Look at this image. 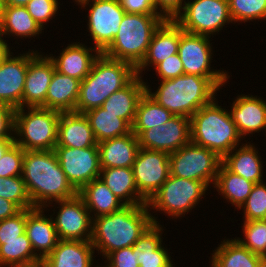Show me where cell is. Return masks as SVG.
<instances>
[{"label": "cell", "mask_w": 266, "mask_h": 267, "mask_svg": "<svg viewBox=\"0 0 266 267\" xmlns=\"http://www.w3.org/2000/svg\"><path fill=\"white\" fill-rule=\"evenodd\" d=\"M22 178L33 207L47 208L53 201L78 194L68 182L54 150L25 151Z\"/></svg>", "instance_id": "obj_1"}, {"label": "cell", "mask_w": 266, "mask_h": 267, "mask_svg": "<svg viewBox=\"0 0 266 267\" xmlns=\"http://www.w3.org/2000/svg\"><path fill=\"white\" fill-rule=\"evenodd\" d=\"M152 223L159 224L147 204L126 205L119 211L93 218L91 243L105 259L115 250L133 246Z\"/></svg>", "instance_id": "obj_2"}, {"label": "cell", "mask_w": 266, "mask_h": 267, "mask_svg": "<svg viewBox=\"0 0 266 267\" xmlns=\"http://www.w3.org/2000/svg\"><path fill=\"white\" fill-rule=\"evenodd\" d=\"M229 78L183 74L161 81L155 92L146 85V93L173 115L190 118L215 99L217 91Z\"/></svg>", "instance_id": "obj_3"}, {"label": "cell", "mask_w": 266, "mask_h": 267, "mask_svg": "<svg viewBox=\"0 0 266 267\" xmlns=\"http://www.w3.org/2000/svg\"><path fill=\"white\" fill-rule=\"evenodd\" d=\"M136 76V69L127 62L100 55L94 60L90 73L81 81L77 113L99 108L116 91Z\"/></svg>", "instance_id": "obj_4"}, {"label": "cell", "mask_w": 266, "mask_h": 267, "mask_svg": "<svg viewBox=\"0 0 266 267\" xmlns=\"http://www.w3.org/2000/svg\"><path fill=\"white\" fill-rule=\"evenodd\" d=\"M190 130L192 143L210 149L221 159L239 148L243 140L230 111L218 105L216 98L190 117Z\"/></svg>", "instance_id": "obj_5"}, {"label": "cell", "mask_w": 266, "mask_h": 267, "mask_svg": "<svg viewBox=\"0 0 266 267\" xmlns=\"http://www.w3.org/2000/svg\"><path fill=\"white\" fill-rule=\"evenodd\" d=\"M164 20L160 14L125 13L117 35L102 54L130 63L136 69L147 54L153 33Z\"/></svg>", "instance_id": "obj_6"}, {"label": "cell", "mask_w": 266, "mask_h": 267, "mask_svg": "<svg viewBox=\"0 0 266 267\" xmlns=\"http://www.w3.org/2000/svg\"><path fill=\"white\" fill-rule=\"evenodd\" d=\"M27 109L15 110V143L24 151L54 150L57 145L61 112L42 107Z\"/></svg>", "instance_id": "obj_7"}, {"label": "cell", "mask_w": 266, "mask_h": 267, "mask_svg": "<svg viewBox=\"0 0 266 267\" xmlns=\"http://www.w3.org/2000/svg\"><path fill=\"white\" fill-rule=\"evenodd\" d=\"M208 190L204 182L169 175L161 188L147 202L148 209L162 211L173 216L184 217L185 213L200 203ZM151 206V207H150Z\"/></svg>", "instance_id": "obj_8"}, {"label": "cell", "mask_w": 266, "mask_h": 267, "mask_svg": "<svg viewBox=\"0 0 266 267\" xmlns=\"http://www.w3.org/2000/svg\"><path fill=\"white\" fill-rule=\"evenodd\" d=\"M174 21L186 32L209 36L233 23L228 0H187Z\"/></svg>", "instance_id": "obj_9"}, {"label": "cell", "mask_w": 266, "mask_h": 267, "mask_svg": "<svg viewBox=\"0 0 266 267\" xmlns=\"http://www.w3.org/2000/svg\"><path fill=\"white\" fill-rule=\"evenodd\" d=\"M222 159L210 149L192 142L169 154L170 175L215 184Z\"/></svg>", "instance_id": "obj_10"}, {"label": "cell", "mask_w": 266, "mask_h": 267, "mask_svg": "<svg viewBox=\"0 0 266 267\" xmlns=\"http://www.w3.org/2000/svg\"><path fill=\"white\" fill-rule=\"evenodd\" d=\"M91 1V3H89ZM88 12V32L94 47L102 53L117 35L120 23L125 15L119 0H81L77 3ZM92 4V5H91Z\"/></svg>", "instance_id": "obj_11"}, {"label": "cell", "mask_w": 266, "mask_h": 267, "mask_svg": "<svg viewBox=\"0 0 266 267\" xmlns=\"http://www.w3.org/2000/svg\"><path fill=\"white\" fill-rule=\"evenodd\" d=\"M54 151L68 182L77 192L99 178L101 166L98 146L81 149L55 146Z\"/></svg>", "instance_id": "obj_12"}, {"label": "cell", "mask_w": 266, "mask_h": 267, "mask_svg": "<svg viewBox=\"0 0 266 267\" xmlns=\"http://www.w3.org/2000/svg\"><path fill=\"white\" fill-rule=\"evenodd\" d=\"M132 169L138 192L148 202L170 175L169 154L140 148Z\"/></svg>", "instance_id": "obj_13"}, {"label": "cell", "mask_w": 266, "mask_h": 267, "mask_svg": "<svg viewBox=\"0 0 266 267\" xmlns=\"http://www.w3.org/2000/svg\"><path fill=\"white\" fill-rule=\"evenodd\" d=\"M55 204L59 211L52 218L59 240L91 241L93 219L84 200L77 194Z\"/></svg>", "instance_id": "obj_14"}, {"label": "cell", "mask_w": 266, "mask_h": 267, "mask_svg": "<svg viewBox=\"0 0 266 267\" xmlns=\"http://www.w3.org/2000/svg\"><path fill=\"white\" fill-rule=\"evenodd\" d=\"M211 37L183 31L180 36L178 54L184 68V74L202 77H230L223 70L211 69Z\"/></svg>", "instance_id": "obj_15"}, {"label": "cell", "mask_w": 266, "mask_h": 267, "mask_svg": "<svg viewBox=\"0 0 266 267\" xmlns=\"http://www.w3.org/2000/svg\"><path fill=\"white\" fill-rule=\"evenodd\" d=\"M137 137L140 148L170 154L191 142L190 118L174 115L164 125L143 130Z\"/></svg>", "instance_id": "obj_16"}, {"label": "cell", "mask_w": 266, "mask_h": 267, "mask_svg": "<svg viewBox=\"0 0 266 267\" xmlns=\"http://www.w3.org/2000/svg\"><path fill=\"white\" fill-rule=\"evenodd\" d=\"M28 51V69L23 91V108H46V94L54 74L55 65L46 54Z\"/></svg>", "instance_id": "obj_17"}, {"label": "cell", "mask_w": 266, "mask_h": 267, "mask_svg": "<svg viewBox=\"0 0 266 267\" xmlns=\"http://www.w3.org/2000/svg\"><path fill=\"white\" fill-rule=\"evenodd\" d=\"M12 55L13 52L9 50L0 61V102L17 109L23 108L28 52Z\"/></svg>", "instance_id": "obj_18"}, {"label": "cell", "mask_w": 266, "mask_h": 267, "mask_svg": "<svg viewBox=\"0 0 266 267\" xmlns=\"http://www.w3.org/2000/svg\"><path fill=\"white\" fill-rule=\"evenodd\" d=\"M183 31L174 20L165 19L153 33L147 54L136 68V75L142 77L148 67H155L170 55L177 54Z\"/></svg>", "instance_id": "obj_19"}, {"label": "cell", "mask_w": 266, "mask_h": 267, "mask_svg": "<svg viewBox=\"0 0 266 267\" xmlns=\"http://www.w3.org/2000/svg\"><path fill=\"white\" fill-rule=\"evenodd\" d=\"M43 210V207L26 209L25 228L33 251L41 260L52 252L59 241L52 215L48 218Z\"/></svg>", "instance_id": "obj_20"}, {"label": "cell", "mask_w": 266, "mask_h": 267, "mask_svg": "<svg viewBox=\"0 0 266 267\" xmlns=\"http://www.w3.org/2000/svg\"><path fill=\"white\" fill-rule=\"evenodd\" d=\"M231 107L230 114L241 137L245 139L246 135L261 130L266 132V100L252 94H241Z\"/></svg>", "instance_id": "obj_21"}, {"label": "cell", "mask_w": 266, "mask_h": 267, "mask_svg": "<svg viewBox=\"0 0 266 267\" xmlns=\"http://www.w3.org/2000/svg\"><path fill=\"white\" fill-rule=\"evenodd\" d=\"M51 55L53 54L48 56L53 61L56 71L82 81L90 73L92 64L100 52L93 46L74 42L68 44L65 49L62 48L58 57Z\"/></svg>", "instance_id": "obj_22"}, {"label": "cell", "mask_w": 266, "mask_h": 267, "mask_svg": "<svg viewBox=\"0 0 266 267\" xmlns=\"http://www.w3.org/2000/svg\"><path fill=\"white\" fill-rule=\"evenodd\" d=\"M97 145L101 169L132 168L140 149L138 137L133 132L102 141Z\"/></svg>", "instance_id": "obj_23"}, {"label": "cell", "mask_w": 266, "mask_h": 267, "mask_svg": "<svg viewBox=\"0 0 266 267\" xmlns=\"http://www.w3.org/2000/svg\"><path fill=\"white\" fill-rule=\"evenodd\" d=\"M95 249L91 241L59 240L43 260V267H92Z\"/></svg>", "instance_id": "obj_24"}, {"label": "cell", "mask_w": 266, "mask_h": 267, "mask_svg": "<svg viewBox=\"0 0 266 267\" xmlns=\"http://www.w3.org/2000/svg\"><path fill=\"white\" fill-rule=\"evenodd\" d=\"M97 144L85 114L77 112L60 113L56 146L81 149L98 146Z\"/></svg>", "instance_id": "obj_25"}, {"label": "cell", "mask_w": 266, "mask_h": 267, "mask_svg": "<svg viewBox=\"0 0 266 267\" xmlns=\"http://www.w3.org/2000/svg\"><path fill=\"white\" fill-rule=\"evenodd\" d=\"M146 85L142 77L136 75L126 86L111 94L101 107L132 126L138 102L146 92Z\"/></svg>", "instance_id": "obj_26"}, {"label": "cell", "mask_w": 266, "mask_h": 267, "mask_svg": "<svg viewBox=\"0 0 266 267\" xmlns=\"http://www.w3.org/2000/svg\"><path fill=\"white\" fill-rule=\"evenodd\" d=\"M163 230L162 225L152 223L134 243L139 266L175 265L167 249L162 245Z\"/></svg>", "instance_id": "obj_27"}, {"label": "cell", "mask_w": 266, "mask_h": 267, "mask_svg": "<svg viewBox=\"0 0 266 267\" xmlns=\"http://www.w3.org/2000/svg\"><path fill=\"white\" fill-rule=\"evenodd\" d=\"M235 147L223 159L222 163L233 173L253 183L263 182V162L258 149L250 142ZM259 155V156H258Z\"/></svg>", "instance_id": "obj_28"}, {"label": "cell", "mask_w": 266, "mask_h": 267, "mask_svg": "<svg viewBox=\"0 0 266 267\" xmlns=\"http://www.w3.org/2000/svg\"><path fill=\"white\" fill-rule=\"evenodd\" d=\"M81 81L54 71L46 94V109L76 112Z\"/></svg>", "instance_id": "obj_29"}, {"label": "cell", "mask_w": 266, "mask_h": 267, "mask_svg": "<svg viewBox=\"0 0 266 267\" xmlns=\"http://www.w3.org/2000/svg\"><path fill=\"white\" fill-rule=\"evenodd\" d=\"M78 195L84 200L92 219L119 211L126 206L100 178L85 185Z\"/></svg>", "instance_id": "obj_30"}, {"label": "cell", "mask_w": 266, "mask_h": 267, "mask_svg": "<svg viewBox=\"0 0 266 267\" xmlns=\"http://www.w3.org/2000/svg\"><path fill=\"white\" fill-rule=\"evenodd\" d=\"M99 178L125 205L147 204L138 192L132 168H103Z\"/></svg>", "instance_id": "obj_31"}, {"label": "cell", "mask_w": 266, "mask_h": 267, "mask_svg": "<svg viewBox=\"0 0 266 267\" xmlns=\"http://www.w3.org/2000/svg\"><path fill=\"white\" fill-rule=\"evenodd\" d=\"M39 24L32 18L25 6H4L0 21L2 35L31 38L42 33Z\"/></svg>", "instance_id": "obj_32"}, {"label": "cell", "mask_w": 266, "mask_h": 267, "mask_svg": "<svg viewBox=\"0 0 266 267\" xmlns=\"http://www.w3.org/2000/svg\"><path fill=\"white\" fill-rule=\"evenodd\" d=\"M213 252L211 267H258L261 257L243 247L235 238L224 239Z\"/></svg>", "instance_id": "obj_33"}, {"label": "cell", "mask_w": 266, "mask_h": 267, "mask_svg": "<svg viewBox=\"0 0 266 267\" xmlns=\"http://www.w3.org/2000/svg\"><path fill=\"white\" fill-rule=\"evenodd\" d=\"M254 185L255 183L231 172L221 163L213 187L216 188L218 194L220 193L219 195H222V198L240 210Z\"/></svg>", "instance_id": "obj_34"}, {"label": "cell", "mask_w": 266, "mask_h": 267, "mask_svg": "<svg viewBox=\"0 0 266 267\" xmlns=\"http://www.w3.org/2000/svg\"><path fill=\"white\" fill-rule=\"evenodd\" d=\"M89 120L97 143L132 132V126L124 119L106 112L102 107L84 113Z\"/></svg>", "instance_id": "obj_35"}, {"label": "cell", "mask_w": 266, "mask_h": 267, "mask_svg": "<svg viewBox=\"0 0 266 267\" xmlns=\"http://www.w3.org/2000/svg\"><path fill=\"white\" fill-rule=\"evenodd\" d=\"M42 262L26 233L22 239L0 240V267L30 266Z\"/></svg>", "instance_id": "obj_36"}, {"label": "cell", "mask_w": 266, "mask_h": 267, "mask_svg": "<svg viewBox=\"0 0 266 267\" xmlns=\"http://www.w3.org/2000/svg\"><path fill=\"white\" fill-rule=\"evenodd\" d=\"M174 115L154 101L146 92L140 98L132 132L138 136L143 130L164 125Z\"/></svg>", "instance_id": "obj_37"}, {"label": "cell", "mask_w": 266, "mask_h": 267, "mask_svg": "<svg viewBox=\"0 0 266 267\" xmlns=\"http://www.w3.org/2000/svg\"><path fill=\"white\" fill-rule=\"evenodd\" d=\"M234 23L266 20V0H228Z\"/></svg>", "instance_id": "obj_38"}, {"label": "cell", "mask_w": 266, "mask_h": 267, "mask_svg": "<svg viewBox=\"0 0 266 267\" xmlns=\"http://www.w3.org/2000/svg\"><path fill=\"white\" fill-rule=\"evenodd\" d=\"M243 238H235L243 247L263 257L266 253V220L243 221Z\"/></svg>", "instance_id": "obj_39"}, {"label": "cell", "mask_w": 266, "mask_h": 267, "mask_svg": "<svg viewBox=\"0 0 266 267\" xmlns=\"http://www.w3.org/2000/svg\"><path fill=\"white\" fill-rule=\"evenodd\" d=\"M0 197L15 203L21 210L34 208L22 176L0 177Z\"/></svg>", "instance_id": "obj_40"}, {"label": "cell", "mask_w": 266, "mask_h": 267, "mask_svg": "<svg viewBox=\"0 0 266 267\" xmlns=\"http://www.w3.org/2000/svg\"><path fill=\"white\" fill-rule=\"evenodd\" d=\"M243 209L244 221L266 220V183H256L240 207Z\"/></svg>", "instance_id": "obj_41"}, {"label": "cell", "mask_w": 266, "mask_h": 267, "mask_svg": "<svg viewBox=\"0 0 266 267\" xmlns=\"http://www.w3.org/2000/svg\"><path fill=\"white\" fill-rule=\"evenodd\" d=\"M24 150L14 143L0 160V177L22 176Z\"/></svg>", "instance_id": "obj_42"}, {"label": "cell", "mask_w": 266, "mask_h": 267, "mask_svg": "<svg viewBox=\"0 0 266 267\" xmlns=\"http://www.w3.org/2000/svg\"><path fill=\"white\" fill-rule=\"evenodd\" d=\"M59 4L58 0H30L25 7L32 18L43 29L50 19L55 18L54 16L58 13Z\"/></svg>", "instance_id": "obj_43"}, {"label": "cell", "mask_w": 266, "mask_h": 267, "mask_svg": "<svg viewBox=\"0 0 266 267\" xmlns=\"http://www.w3.org/2000/svg\"><path fill=\"white\" fill-rule=\"evenodd\" d=\"M26 228V209L0 221V240L22 239Z\"/></svg>", "instance_id": "obj_44"}, {"label": "cell", "mask_w": 266, "mask_h": 267, "mask_svg": "<svg viewBox=\"0 0 266 267\" xmlns=\"http://www.w3.org/2000/svg\"><path fill=\"white\" fill-rule=\"evenodd\" d=\"M137 257V249L134 246L118 249L105 258L104 267H139Z\"/></svg>", "instance_id": "obj_45"}, {"label": "cell", "mask_w": 266, "mask_h": 267, "mask_svg": "<svg viewBox=\"0 0 266 267\" xmlns=\"http://www.w3.org/2000/svg\"><path fill=\"white\" fill-rule=\"evenodd\" d=\"M157 76L163 81L176 78L184 74V68L180 60L179 54H173L167 57L155 67Z\"/></svg>", "instance_id": "obj_46"}, {"label": "cell", "mask_w": 266, "mask_h": 267, "mask_svg": "<svg viewBox=\"0 0 266 267\" xmlns=\"http://www.w3.org/2000/svg\"><path fill=\"white\" fill-rule=\"evenodd\" d=\"M15 108L0 102V139H14ZM13 135V136H12Z\"/></svg>", "instance_id": "obj_47"}, {"label": "cell", "mask_w": 266, "mask_h": 267, "mask_svg": "<svg viewBox=\"0 0 266 267\" xmlns=\"http://www.w3.org/2000/svg\"><path fill=\"white\" fill-rule=\"evenodd\" d=\"M126 13L159 14L154 0H119Z\"/></svg>", "instance_id": "obj_48"}, {"label": "cell", "mask_w": 266, "mask_h": 267, "mask_svg": "<svg viewBox=\"0 0 266 267\" xmlns=\"http://www.w3.org/2000/svg\"><path fill=\"white\" fill-rule=\"evenodd\" d=\"M154 2L157 12L164 19L174 20L182 12L186 0H154Z\"/></svg>", "instance_id": "obj_49"}, {"label": "cell", "mask_w": 266, "mask_h": 267, "mask_svg": "<svg viewBox=\"0 0 266 267\" xmlns=\"http://www.w3.org/2000/svg\"><path fill=\"white\" fill-rule=\"evenodd\" d=\"M21 209L13 202L0 197V221L19 213Z\"/></svg>", "instance_id": "obj_50"}, {"label": "cell", "mask_w": 266, "mask_h": 267, "mask_svg": "<svg viewBox=\"0 0 266 267\" xmlns=\"http://www.w3.org/2000/svg\"><path fill=\"white\" fill-rule=\"evenodd\" d=\"M14 143L15 139H0V160Z\"/></svg>", "instance_id": "obj_51"}, {"label": "cell", "mask_w": 266, "mask_h": 267, "mask_svg": "<svg viewBox=\"0 0 266 267\" xmlns=\"http://www.w3.org/2000/svg\"><path fill=\"white\" fill-rule=\"evenodd\" d=\"M2 38H3V35L0 33V61L2 57L10 50L9 44H7L6 40Z\"/></svg>", "instance_id": "obj_52"}, {"label": "cell", "mask_w": 266, "mask_h": 267, "mask_svg": "<svg viewBox=\"0 0 266 267\" xmlns=\"http://www.w3.org/2000/svg\"><path fill=\"white\" fill-rule=\"evenodd\" d=\"M30 0H3L4 6H26Z\"/></svg>", "instance_id": "obj_53"}, {"label": "cell", "mask_w": 266, "mask_h": 267, "mask_svg": "<svg viewBox=\"0 0 266 267\" xmlns=\"http://www.w3.org/2000/svg\"><path fill=\"white\" fill-rule=\"evenodd\" d=\"M258 267H266V259L264 257H260Z\"/></svg>", "instance_id": "obj_54"}, {"label": "cell", "mask_w": 266, "mask_h": 267, "mask_svg": "<svg viewBox=\"0 0 266 267\" xmlns=\"http://www.w3.org/2000/svg\"><path fill=\"white\" fill-rule=\"evenodd\" d=\"M3 9H4L3 0H0V21L2 18Z\"/></svg>", "instance_id": "obj_55"}, {"label": "cell", "mask_w": 266, "mask_h": 267, "mask_svg": "<svg viewBox=\"0 0 266 267\" xmlns=\"http://www.w3.org/2000/svg\"><path fill=\"white\" fill-rule=\"evenodd\" d=\"M19 267H43L42 262L34 264V265H30V266H19Z\"/></svg>", "instance_id": "obj_56"}, {"label": "cell", "mask_w": 266, "mask_h": 267, "mask_svg": "<svg viewBox=\"0 0 266 267\" xmlns=\"http://www.w3.org/2000/svg\"><path fill=\"white\" fill-rule=\"evenodd\" d=\"M139 267H175V266H139Z\"/></svg>", "instance_id": "obj_57"}]
</instances>
